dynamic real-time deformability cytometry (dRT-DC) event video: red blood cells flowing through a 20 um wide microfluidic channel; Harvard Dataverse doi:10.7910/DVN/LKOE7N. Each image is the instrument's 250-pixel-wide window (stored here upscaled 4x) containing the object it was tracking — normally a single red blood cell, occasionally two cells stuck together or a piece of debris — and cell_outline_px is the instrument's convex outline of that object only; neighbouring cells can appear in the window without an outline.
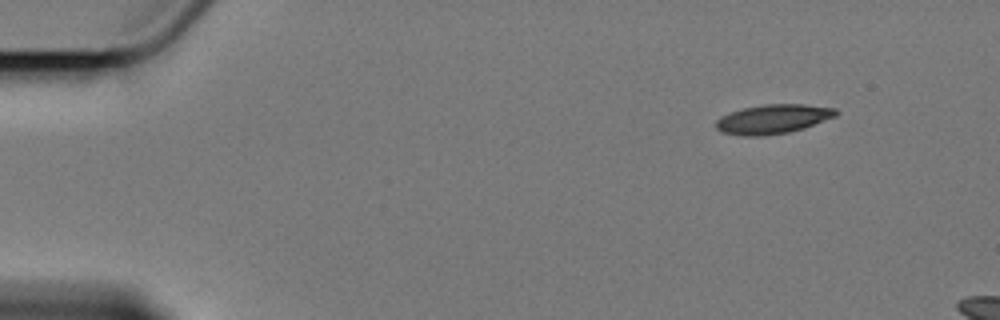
{"species": "Egyptian fruit bat (a non-hibernating species)", "species_latin": "Rousettus aegyptiacus", "temperature_condition": "cold", "stored_images_in_passage": 3, "camera_frame_rate_fps": 3000, "um_per_image_px": 0.085, "animal": {"sex": "female"}, "frame": {"image": 1, "passage_image": 1, "time_ms": 0.0, "image_size_px": [1000, 320], "cell_outline_px": [[840, 112], [836, 116], [804, 128], [788, 132], [760, 136], [744, 136], [724, 132], [716, 128], [716, 120], [720, 116], [744, 108], [764, 104], [804, 104], [836, 108]], "centroid_in_image_um": [65.74, 10.11], "position_along_channel_um": 19.3, "area_um2": 20.35}}